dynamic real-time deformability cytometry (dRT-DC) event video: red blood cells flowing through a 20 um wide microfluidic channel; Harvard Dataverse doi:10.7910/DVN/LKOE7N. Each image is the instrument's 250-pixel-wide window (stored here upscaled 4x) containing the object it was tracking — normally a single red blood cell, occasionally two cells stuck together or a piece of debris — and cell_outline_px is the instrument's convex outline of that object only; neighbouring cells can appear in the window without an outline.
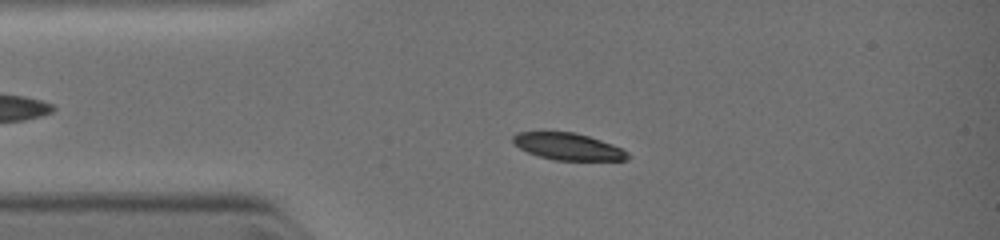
{"species": "common noctule bat (a hibernating species)", "species_latin": "Nyctalus noctula", "temperature_condition": "warm", "stored_images_in_passage": 27, "camera_frame_rate_fps": 3000, "um_per_image_px": 0.085, "animal": {"sex": "female", "body_mass_g": 19.0, "forearm_length_mm": 51.5}, "frame": {"image": 1, "passage_image": 6, "time_ms": 2.0, "image_size_px": [1000, 240], "cell_outline_px": [[632, 156], [628, 160], [552, 160], [528, 152], [512, 144], [512, 136], [516, 132], [576, 132], [612, 144], [628, 152]], "centroid_in_image_um": [48.28, 12.46], "position_along_channel_um": 36.7, "area_um2": 18.03}}
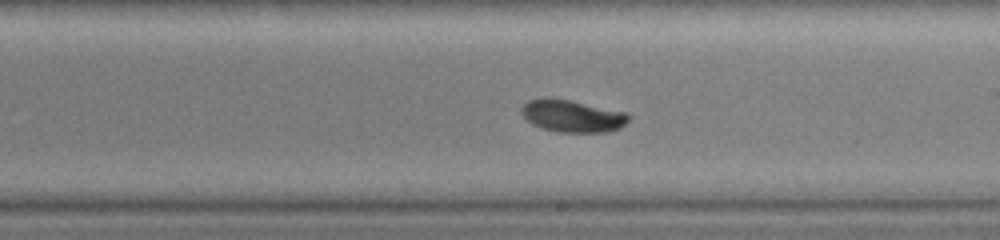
{"frame": {"image": 2, "passage_image": 18, "time_ms": 6.333, "image_size_px": [1000, 240], "cell_outline_px": [[632, 116], [620, 128], [608, 132], [556, 132], [532, 124], [520, 112], [520, 108], [528, 100], [544, 96], [548, 96], [628, 112]], "centroid_in_image_um": [48.64, 9.84], "position_along_channel_um": 240.4, "area_um2": 20.35}}
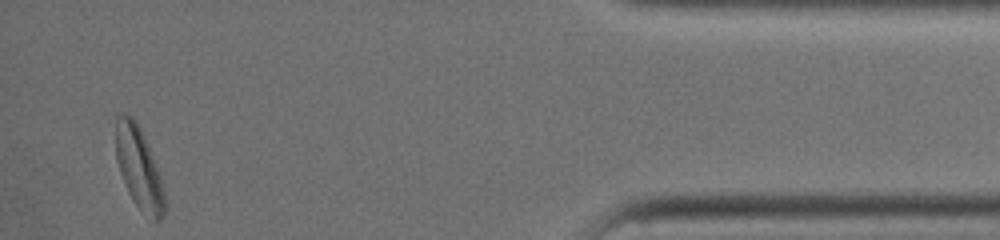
{"frame": {"image": 3, "passage_image": 27, "time_ms": 11.0, "image_size_px": [1000, 240], "cell_outline_px": [[164, 216], [156, 224], [152, 224], [136, 204], [128, 192], [120, 172], [116, 160], [116, 112], [128, 112], [136, 120], [144, 136], [160, 176], [164, 192]], "centroid_in_image_um": [11.79, 14.28], "position_along_channel_um": 423.4, "area_um2": 23.52}}